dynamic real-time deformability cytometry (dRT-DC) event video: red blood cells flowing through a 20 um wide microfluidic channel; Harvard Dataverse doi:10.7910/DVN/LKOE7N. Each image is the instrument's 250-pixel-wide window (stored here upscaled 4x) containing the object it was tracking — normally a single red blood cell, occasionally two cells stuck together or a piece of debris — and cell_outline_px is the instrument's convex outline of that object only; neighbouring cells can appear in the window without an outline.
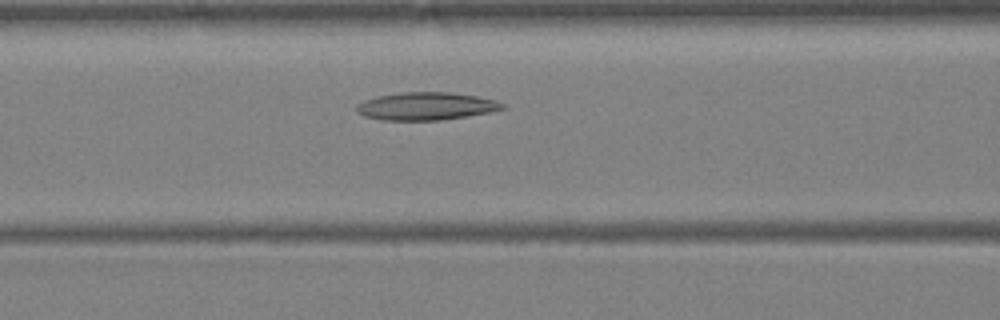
{"species": "Egyptian fruit bat (a non-hibernating species)", "species_latin": "Rousettus aegyptiacus", "temperature_condition": "warm", "stored_images_in_passage": 35, "camera_frame_rate_fps": 3000, "um_per_image_px": 0.085, "animal": {"sex": "female"}, "frame": {"image": 1, "passage_image": 12, "time_ms": 3.667, "image_size_px": [1000, 320], "cell_outline_px": [[508, 108], [488, 112], [440, 120], [380, 120], [364, 116], [356, 108], [356, 104], [364, 100], [376, 96], [404, 92], [448, 92], [476, 96], [496, 100], [504, 104]], "centroid_in_image_um": [36.21, 9.02], "position_along_channel_um": 130.4, "area_um2": 23.47}}
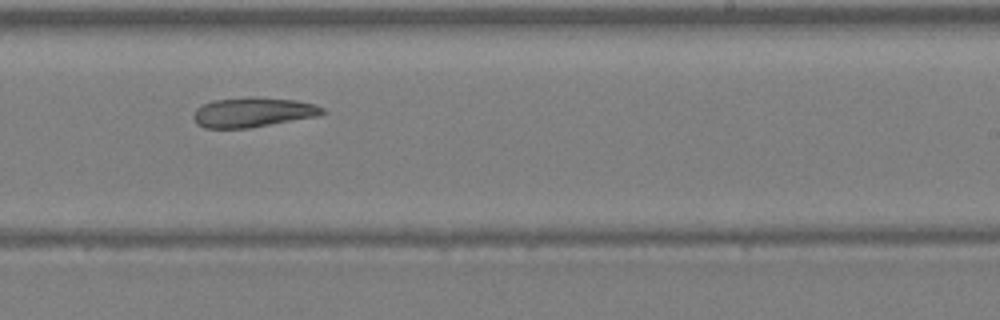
{"frame": {"image": 2, "passage_image": 20, "time_ms": 6.333, "image_size_px": [1000, 320], "cell_outline_px": [[328, 112], [320, 116], [248, 128], [204, 128], [196, 124], [192, 116], [196, 108], [212, 100], [252, 96], [296, 100], [316, 104], [324, 108]], "centroid_in_image_um": [21.52, 9.54], "position_along_channel_um": 267.5, "area_um2": 22.72}}
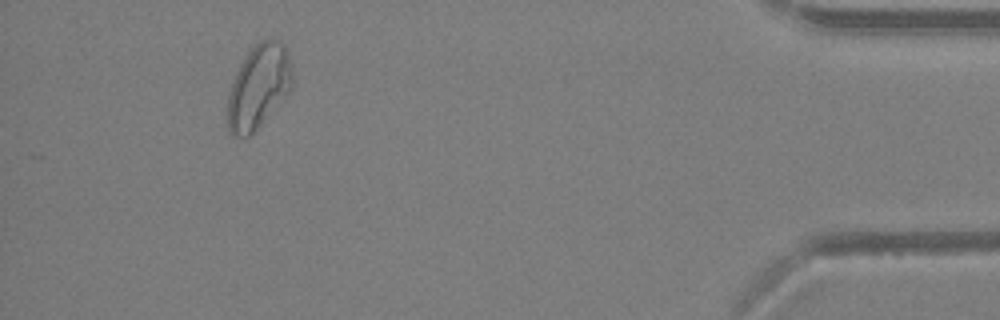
{"frame": {"image": 3, "passage_image": 32, "time_ms": 10.333, "image_size_px": [1000, 320], "cell_outline_px": [[292, 88], [256, 128], [248, 136], [232, 136], [228, 132], [228, 96], [232, 84], [240, 64], [248, 52], [260, 40], [272, 36], [280, 40], [284, 44], [292, 64]], "centroid_in_image_um": [21.99, 7.3], "position_along_channel_um": 413.2, "area_um2": 31.27}}